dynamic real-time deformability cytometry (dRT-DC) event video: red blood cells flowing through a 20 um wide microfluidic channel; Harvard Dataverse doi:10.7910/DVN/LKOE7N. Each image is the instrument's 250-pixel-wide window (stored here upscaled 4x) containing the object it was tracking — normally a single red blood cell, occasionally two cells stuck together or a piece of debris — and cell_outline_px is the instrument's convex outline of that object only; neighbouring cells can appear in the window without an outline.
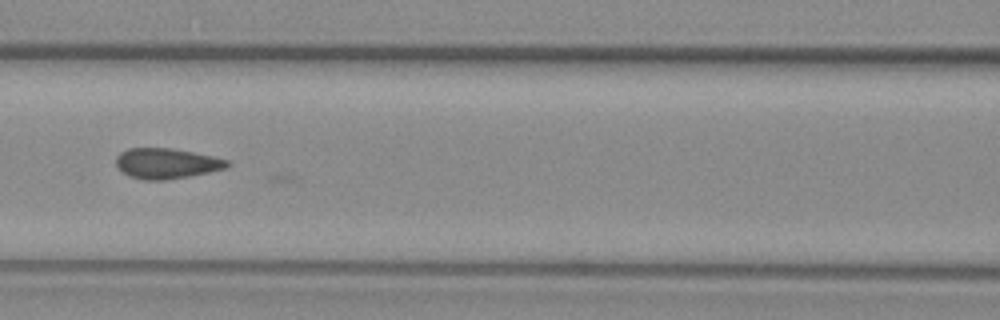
{"species": "common noctule bat (a hibernating species)", "species_latin": "Nyctalus noctula", "temperature_condition": "warm", "stored_images_in_passage": 33, "camera_frame_rate_fps": 3000, "um_per_image_px": 0.085, "animal": {"sex": "female", "body_mass_g": 29.2, "forearm_length_mm": 56.3}, "frame": {"image": 1, "passage_image": 25, "time_ms": 8.0, "image_size_px": [1000, 320], "cell_outline_px": [[232, 164], [228, 168], [168, 180], [144, 180], [128, 176], [116, 168], [116, 156], [120, 152], [128, 148], [172, 148], [212, 156], [228, 160]], "centroid_in_image_um": [14.13, 13.89], "position_along_channel_um": 152.5, "area_um2": 19.88}}